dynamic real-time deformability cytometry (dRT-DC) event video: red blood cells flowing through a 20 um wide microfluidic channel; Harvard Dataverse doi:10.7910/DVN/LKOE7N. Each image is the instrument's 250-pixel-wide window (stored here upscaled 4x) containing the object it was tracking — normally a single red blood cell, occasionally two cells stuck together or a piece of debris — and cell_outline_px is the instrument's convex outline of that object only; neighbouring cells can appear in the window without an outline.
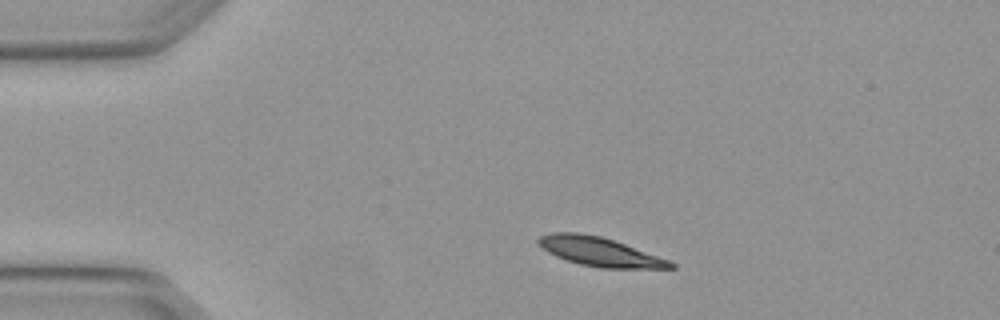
{"species": "Egyptian fruit bat (a non-hibernating species)", "species_latin": "Rousettus aegyptiacus", "temperature_condition": "warm", "stored_images_in_passage": 2, "camera_frame_rate_fps": 3000, "um_per_image_px": 0.085, "animal": {"sex": "female"}, "frame": {"image": 1, "passage_image": 1, "time_ms": 0.0, "image_size_px": [1000, 320], "cell_outline_px": [[676, 268], [600, 268], [580, 264], [556, 256], [548, 252], [536, 244], [536, 240], [540, 236], [552, 232], [580, 232], [600, 236], [624, 244], [668, 260], [676, 264]], "centroid_in_image_um": [50.91, 21.39], "position_along_channel_um": 34.1, "area_um2": 22.08}}